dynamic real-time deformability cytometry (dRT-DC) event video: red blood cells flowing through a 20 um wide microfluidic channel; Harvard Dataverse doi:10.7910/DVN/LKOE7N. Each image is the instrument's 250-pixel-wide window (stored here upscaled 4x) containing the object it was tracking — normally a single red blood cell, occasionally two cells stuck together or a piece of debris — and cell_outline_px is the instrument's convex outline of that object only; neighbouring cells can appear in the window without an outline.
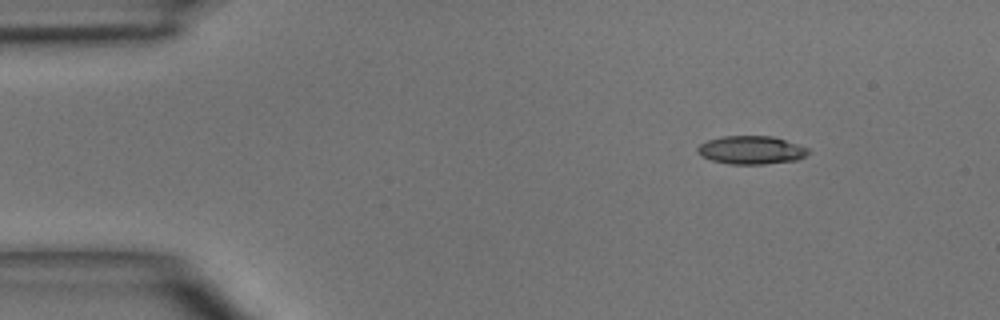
{"species": "common noctule bat (a hibernating species)", "species_latin": "Nyctalus noctula", "temperature_condition": "room temperature", "stored_images_in_passage": 3, "camera_frame_rate_fps": 3000, "um_per_image_px": 0.085, "animal": {"sex": "male", "body_mass_g": 15.6}, "frame": {"image": 1, "passage_image": 1, "time_ms": 0.0, "image_size_px": [1000, 320], "cell_outline_px": [[808, 152], [804, 156], [796, 160], [764, 164], [728, 164], [712, 160], [700, 156], [696, 152], [696, 148], [700, 144], [708, 140], [724, 136], [772, 136], [808, 148]], "centroid_in_image_um": [63.79, 12.76], "position_along_channel_um": 21.2, "area_um2": 18.09}}
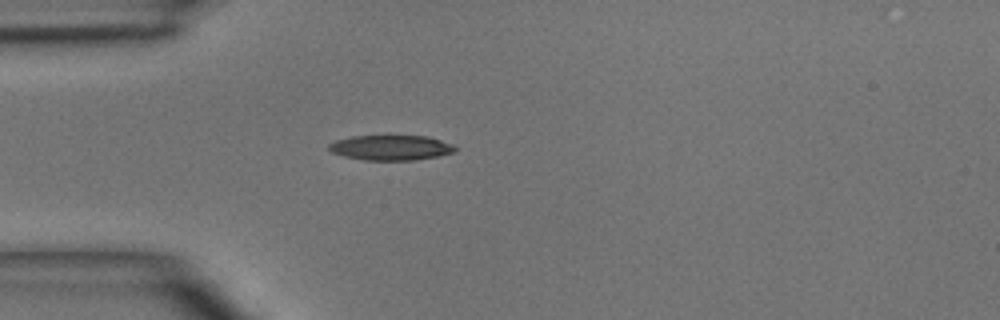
{"frame": {"image": 2, "passage_image": 3, "time_ms": 2.333, "image_size_px": [1000, 320], "cell_outline_px": [[456, 152], [440, 156], [416, 160], [364, 160], [344, 156], [332, 152], [328, 148], [328, 144], [336, 140], [352, 136], [388, 132], [428, 136], [452, 144], [456, 148]], "centroid_in_image_um": [33.24, 12.49], "position_along_channel_um": 51.8, "area_um2": 19.59}}